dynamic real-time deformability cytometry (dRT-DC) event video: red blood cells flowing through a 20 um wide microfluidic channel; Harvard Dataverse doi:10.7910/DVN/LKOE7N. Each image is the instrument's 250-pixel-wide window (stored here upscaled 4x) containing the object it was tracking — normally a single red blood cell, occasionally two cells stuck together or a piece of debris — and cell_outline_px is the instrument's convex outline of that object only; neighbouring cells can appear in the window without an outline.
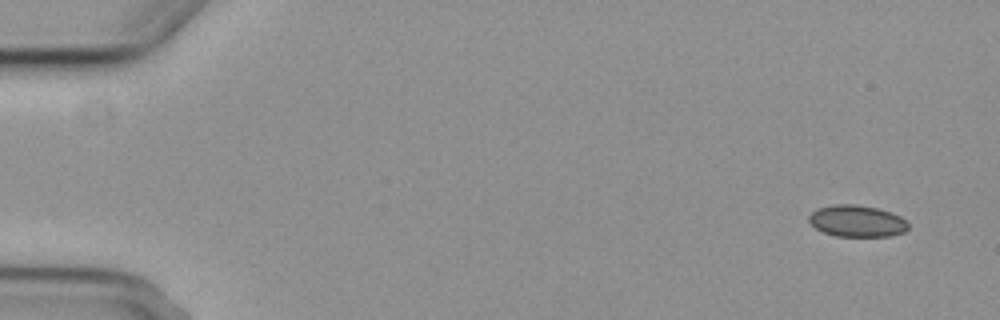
{"species": "common noctule bat (a hibernating species)", "species_latin": "Nyctalus noctula", "temperature_condition": "cold", "stored_images_in_passage": 4, "camera_frame_rate_fps": 3000, "um_per_image_px": 0.085, "animal": {"sex": "female", "body_mass_g": 29.2, "forearm_length_mm": 56.3}, "frame": {"image": 1, "passage_image": 1, "time_ms": 0.0, "image_size_px": [1000, 320], "cell_outline_px": [[908, 228], [904, 232], [892, 236], [836, 236], [824, 232], [816, 228], [808, 220], [808, 216], [812, 212], [820, 208], [836, 204], [856, 204], [876, 208], [892, 212], [900, 216], [908, 224]], "centroid_in_image_um": [72.86, 18.79], "position_along_channel_um": 12.1, "area_um2": 18.21}}